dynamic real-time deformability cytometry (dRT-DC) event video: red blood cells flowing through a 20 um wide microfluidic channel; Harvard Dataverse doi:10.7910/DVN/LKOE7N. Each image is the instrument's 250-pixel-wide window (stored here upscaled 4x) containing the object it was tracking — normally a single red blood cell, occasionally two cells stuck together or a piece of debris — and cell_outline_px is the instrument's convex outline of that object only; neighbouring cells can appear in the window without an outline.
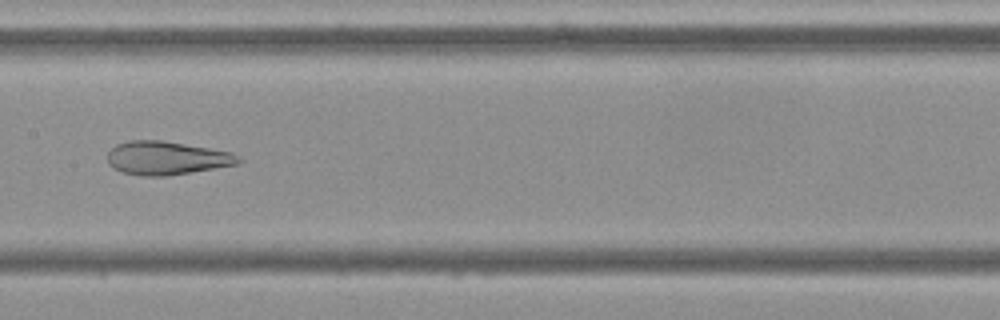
{"species": "Egyptian fruit bat (a non-hibernating species)", "species_latin": "Rousettus aegyptiacus", "temperature_condition": "cold", "stored_images_in_passage": 52, "camera_frame_rate_fps": 3000, "um_per_image_px": 0.085, "frame": {"image": 1, "passage_image": 25, "time_ms": 8.0, "image_size_px": [1000, 320], "cell_outline_px": [[244, 160], [236, 164], [168, 176], [140, 176], [124, 172], [112, 168], [108, 164], [108, 152], [116, 144], [128, 140], [160, 140], [232, 152]], "centroid_in_image_um": [14.13, 13.43], "position_along_channel_um": 193.3, "area_um2": 25.43}}
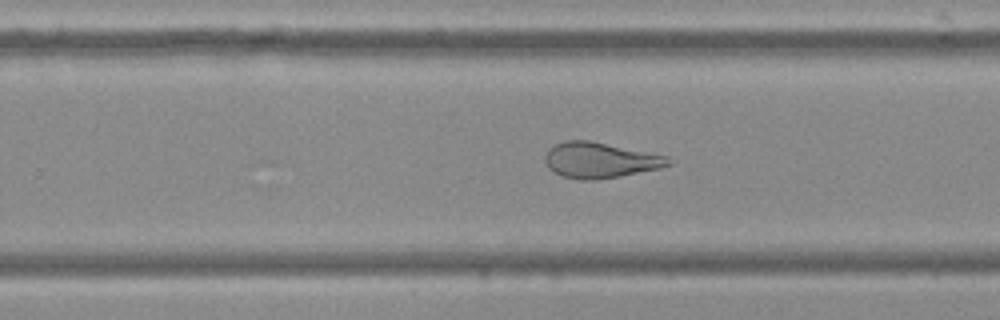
{"frame": {"image": 2, "passage_image": 32, "time_ms": 10.333, "image_size_px": [1000, 320], "cell_outline_px": [[676, 160], [672, 164], [660, 168], [616, 176], [592, 180], [580, 180], [564, 176], [548, 168], [544, 160], [544, 156], [548, 148], [564, 140], [588, 140], [668, 156]], "centroid_in_image_um": [51.01, 13.6], "position_along_channel_um": 278.8, "area_um2": 25.43}}
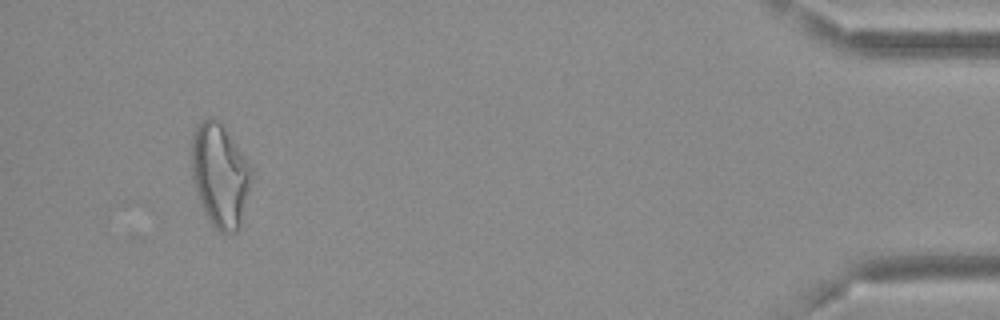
{"frame": {"image": 3, "passage_image": 49, "time_ms": 16.0, "image_size_px": [1000, 320], "cell_outline_px": [[252, 172], [240, 228], [236, 232], [228, 236], [220, 232], [208, 220], [204, 212], [196, 192], [192, 176], [192, 132], [196, 124], [200, 120], [208, 116], [220, 120], [252, 168]], "centroid_in_image_um": [18.67, 14.88], "position_along_channel_um": 416.5, "area_um2": 36.3}}